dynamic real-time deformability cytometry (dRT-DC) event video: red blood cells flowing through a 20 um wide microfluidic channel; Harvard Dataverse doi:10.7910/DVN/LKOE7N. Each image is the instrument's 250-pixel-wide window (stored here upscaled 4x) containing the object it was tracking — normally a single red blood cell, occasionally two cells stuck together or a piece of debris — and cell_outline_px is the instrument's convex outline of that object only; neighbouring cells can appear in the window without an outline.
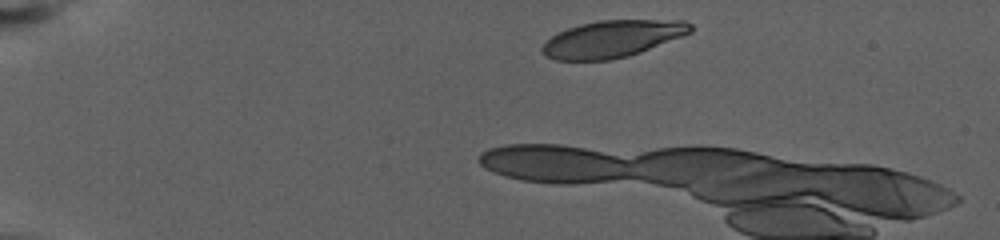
{"species": "human", "species_latin": "Homo sapiens", "temperature_condition": "warm", "stored_images_in_passage": 11, "camera_frame_rate_fps": 3000, "um_per_image_px": 0.085, "donor": {"sex": "female"}, "frame": {"image": 1, "passage_image": 4, "time_ms": 1.0, "image_size_px": [1000, 240], "cell_outline_px": [[692, 32], [684, 36], [640, 52], [628, 56], [608, 60], [556, 60], [544, 56], [540, 48], [552, 36], [568, 28], [580, 24], [600, 20], [684, 20], [692, 24]], "centroid_in_image_um": [52.07, 3.3], "position_along_channel_um": 32.9, "area_um2": 31.91}}